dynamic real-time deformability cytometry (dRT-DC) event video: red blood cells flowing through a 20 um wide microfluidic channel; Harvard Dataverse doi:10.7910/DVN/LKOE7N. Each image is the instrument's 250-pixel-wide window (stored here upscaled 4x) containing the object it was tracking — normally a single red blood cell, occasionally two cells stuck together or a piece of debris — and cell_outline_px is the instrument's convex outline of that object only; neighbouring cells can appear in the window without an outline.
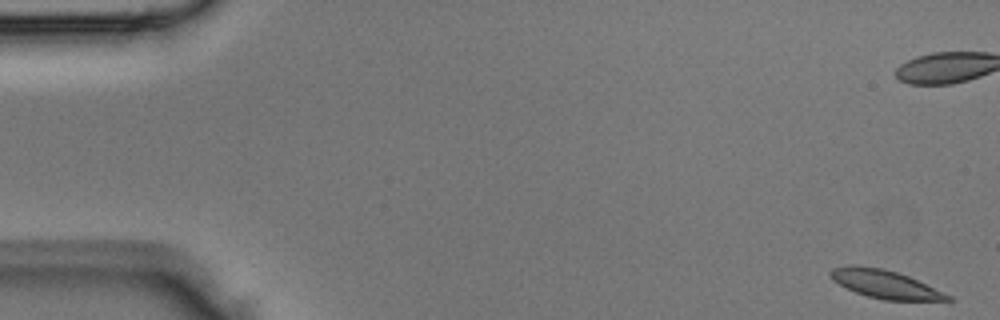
{"species": "Egyptian fruit bat (a non-hibernating species)", "species_latin": "Rousettus aegyptiacus", "temperature_condition": "room temperature", "stored_images_in_passage": 2, "camera_frame_rate_fps": 3000, "um_per_image_px": 0.085, "animal": {"sex": "male"}, "frame": {"image": 1, "passage_image": 1, "time_ms": 0.0, "image_size_px": [1000, 320], "cell_outline_px": [[952, 300], [884, 300], [868, 296], [856, 292], [832, 280], [828, 272], [832, 268], [848, 264], [856, 264], [884, 268], [908, 276], [952, 296]], "centroid_in_image_um": [75.17, 24.12], "position_along_channel_um": 9.8, "area_um2": 19.19}}